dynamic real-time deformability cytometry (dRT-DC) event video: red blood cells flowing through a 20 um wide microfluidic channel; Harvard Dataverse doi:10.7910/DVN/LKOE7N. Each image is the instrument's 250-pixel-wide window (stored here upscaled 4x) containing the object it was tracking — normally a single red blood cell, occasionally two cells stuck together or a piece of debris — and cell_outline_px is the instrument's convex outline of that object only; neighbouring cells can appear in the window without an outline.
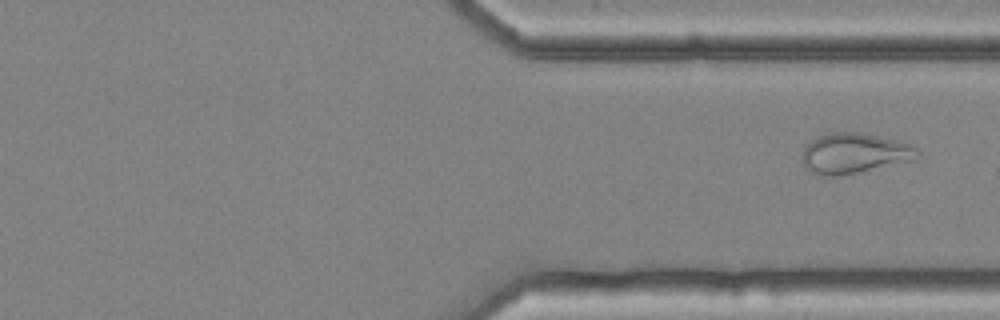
{"species": "common noctule bat (a hibernating species)", "species_latin": "Nyctalus noctula", "temperature_condition": "cold", "stored_images_in_passage": 42, "camera_frame_rate_fps": 3000, "um_per_image_px": 0.085, "animal": {"sex": "female", "body_mass_g": 25.1}, "frame": {"image": 1, "passage_image": 42, "time_ms": 13.667, "image_size_px": [1000, 320], "cell_outline_px": [[916, 148], [912, 160], [840, 176], [824, 176], [812, 172], [804, 164], [804, 148], [808, 140], [832, 132], [860, 132], [912, 144]], "centroid_in_image_um": [72.56, 13.02], "position_along_channel_um": 338.8, "area_um2": 26.47}}